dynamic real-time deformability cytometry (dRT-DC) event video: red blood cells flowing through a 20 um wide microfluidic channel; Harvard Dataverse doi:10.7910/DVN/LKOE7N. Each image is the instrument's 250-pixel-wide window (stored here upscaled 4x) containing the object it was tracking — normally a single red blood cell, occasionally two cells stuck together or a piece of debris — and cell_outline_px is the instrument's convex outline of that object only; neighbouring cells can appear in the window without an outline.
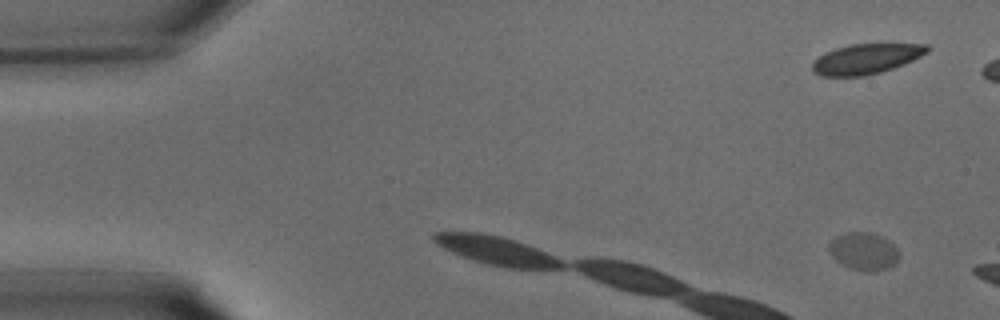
{"species": "common noctule bat (a hibernating species)", "species_latin": "Nyctalus noctula", "temperature_condition": "warm", "stored_images_in_passage": 5, "camera_frame_rate_fps": 3000, "um_per_image_px": 0.085, "animal": {"sex": "male", "body_mass_g": 15.6}, "frame": {"image": 1, "passage_image": 2, "time_ms": 0.333, "image_size_px": [1000, 320], "cell_outline_px": [[900, 256], [888, 268], [876, 272], [864, 272], [848, 268], [840, 264], [832, 256], [828, 248], [828, 244], [836, 236], [848, 232], [872, 232], [888, 240], [900, 252]], "centroid_in_image_um": [73.39, 21.38], "position_along_channel_um": 11.6, "area_um2": 15.61}}